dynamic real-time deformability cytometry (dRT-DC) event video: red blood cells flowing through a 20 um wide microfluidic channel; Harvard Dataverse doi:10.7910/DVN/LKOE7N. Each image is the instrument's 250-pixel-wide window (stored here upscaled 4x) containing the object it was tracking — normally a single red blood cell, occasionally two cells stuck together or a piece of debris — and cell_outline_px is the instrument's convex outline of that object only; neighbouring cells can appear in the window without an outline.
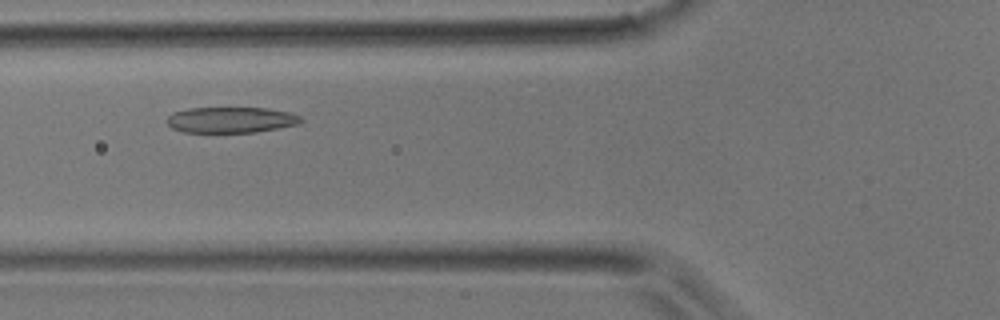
{"species": "common noctule bat (a hibernating species)", "species_latin": "Nyctalus noctula", "temperature_condition": "room temperature", "stored_images_in_passage": 17, "camera_frame_rate_fps": 3000, "um_per_image_px": 0.085, "animal": {"sex": "male", "body_mass_g": 17.9}, "frame": {"image": 1, "passage_image": 9, "time_ms": 2.667, "image_size_px": [1000, 320], "cell_outline_px": [[304, 120], [300, 124], [256, 132], [184, 132], [172, 128], [168, 124], [168, 116], [172, 112], [188, 108], [268, 108], [288, 112], [300, 116]], "centroid_in_image_um": [19.65, 10.19], "position_along_channel_um": 106.2, "area_um2": 20.17}}
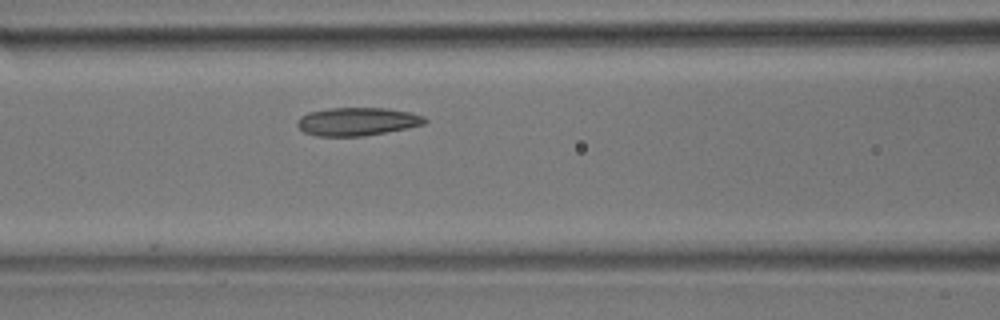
{"frame": {"image": 2, "passage_image": 11, "time_ms": 3.333, "image_size_px": [1000, 320], "cell_outline_px": [[428, 120], [424, 124], [408, 128], [364, 136], [316, 136], [304, 132], [296, 124], [300, 116], [308, 112], [328, 108], [388, 108], [412, 112], [424, 116]], "centroid_in_image_um": [30.38, 10.32], "position_along_channel_um": 136.2, "area_um2": 21.1}}